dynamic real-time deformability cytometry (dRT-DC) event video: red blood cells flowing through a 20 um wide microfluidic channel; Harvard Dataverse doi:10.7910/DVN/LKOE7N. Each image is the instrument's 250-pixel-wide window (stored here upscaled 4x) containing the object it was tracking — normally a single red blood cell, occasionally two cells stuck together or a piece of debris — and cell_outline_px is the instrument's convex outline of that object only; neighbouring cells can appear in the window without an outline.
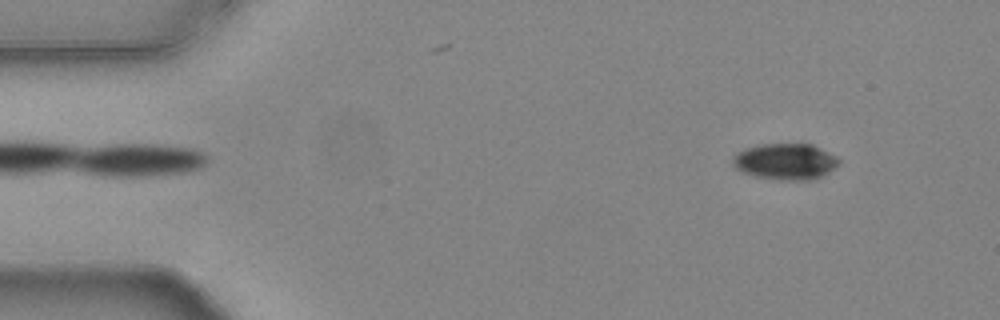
{"species": "common noctule bat (a hibernating species)", "species_latin": "Nyctalus noctula", "temperature_condition": "warm", "stored_images_in_passage": 54, "camera_frame_rate_fps": 3000, "um_per_image_px": 0.085, "animal": {"sex": "female", "body_mass_g": 24.6, "forearm_length_mm": 56.2}, "frame": {"image": 1, "passage_image": 5, "time_ms": 1.333, "image_size_px": [1000, 320], "cell_outline_px": [[840, 164], [816, 180], [776, 180], [756, 176], [740, 172], [732, 164], [732, 156], [736, 152], [748, 148], [764, 144], [812, 144], [836, 156], [840, 160]], "centroid_in_image_um": [66.76, 13.75], "position_along_channel_um": 18.2, "area_um2": 22.54}}
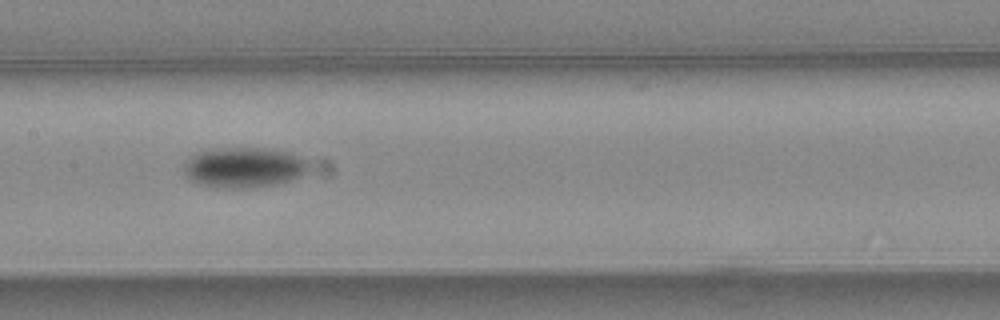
{"frame": {"image": 2, "passage_image": 26, "time_ms": 8.333, "image_size_px": [1000, 320], "cell_outline_px": [[308, 168], [300, 176], [288, 180], [272, 184], [240, 188], [228, 188], [204, 184], [192, 180], [184, 172], [184, 160], [208, 148], [256, 148], [292, 152], [308, 160]], "centroid_in_image_um": [20.73, 14.2], "position_along_channel_um": 186.7, "area_um2": 28.84}}
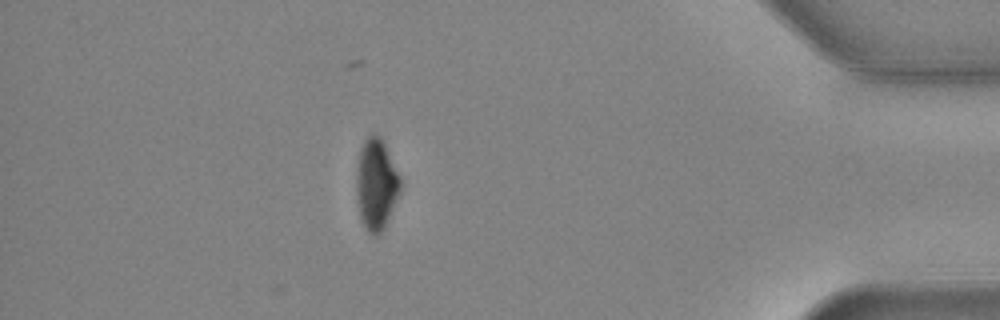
{"frame": {"image": 3, "passage_image": 47, "time_ms": 15.333, "image_size_px": [1000, 320], "cell_outline_px": [[400, 192], [384, 228], [376, 236], [372, 236], [368, 232], [360, 220], [356, 200], [356, 168], [360, 148], [364, 140], [372, 132], [380, 136], [400, 176]], "centroid_in_image_um": [31.94, 15.68], "position_along_channel_um": 403.3, "area_um2": 23.52}, "authors_computed_cell_mechanics": {"area_um2": 24.5939, "velocity_mm_per_s": 3.7773, "shape_relaxation_time_tau1_ms": 2.9523, "shape_relaxation_time_tau2_ms": null, "deformation_change_tau1": 0.1317, "deformation_change_tau2": null}}